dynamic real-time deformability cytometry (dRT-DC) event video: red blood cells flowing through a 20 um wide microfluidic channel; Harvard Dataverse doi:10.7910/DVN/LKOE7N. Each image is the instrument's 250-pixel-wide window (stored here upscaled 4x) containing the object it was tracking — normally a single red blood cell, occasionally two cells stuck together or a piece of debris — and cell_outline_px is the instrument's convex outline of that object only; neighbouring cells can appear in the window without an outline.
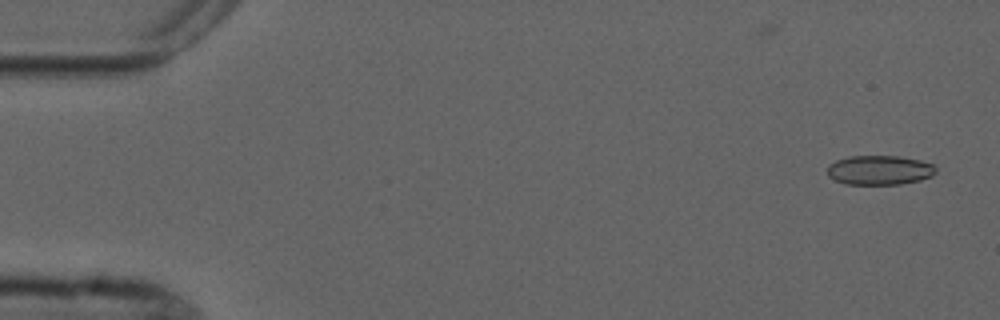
{"species": "common noctule bat (a hibernating species)", "species_latin": "Nyctalus noctula", "temperature_condition": "cold", "stored_images_in_passage": 5, "camera_frame_rate_fps": 3000, "um_per_image_px": 0.085, "animal": {"sex": "male", "forearm_length_mm": 52.5}, "frame": {"image": 1, "passage_image": 1, "time_ms": 0.0, "image_size_px": [1000, 320], "cell_outline_px": [[936, 172], [932, 176], [920, 180], [900, 184], [844, 184], [828, 176], [828, 164], [836, 160], [848, 156], [896, 156], [920, 160], [932, 164], [936, 168]], "centroid_in_image_um": [74.75, 14.46], "position_along_channel_um": 10.3, "area_um2": 18.61}}
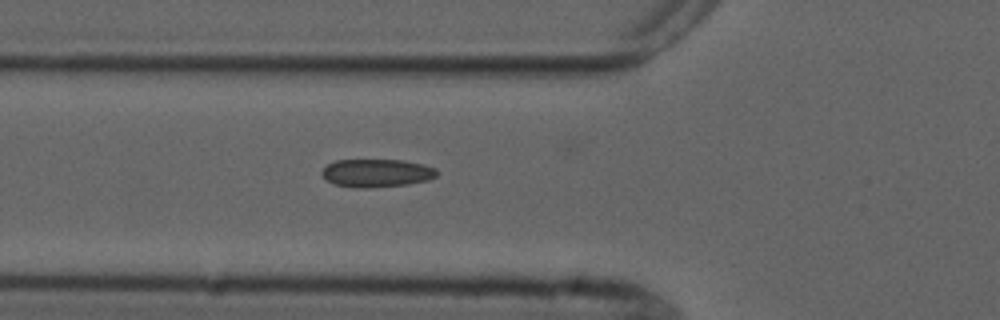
{"frame": {"image": 2, "passage_image": 5, "time_ms": 5.667, "image_size_px": [1000, 320], "cell_outline_px": [[440, 172], [436, 176], [428, 180], [408, 184], [368, 188], [356, 188], [336, 184], [328, 180], [320, 172], [328, 164], [336, 160], [404, 160], [424, 164], [436, 168]], "centroid_in_image_um": [32.07, 14.7], "position_along_channel_um": 93.7, "area_um2": 18.84}}